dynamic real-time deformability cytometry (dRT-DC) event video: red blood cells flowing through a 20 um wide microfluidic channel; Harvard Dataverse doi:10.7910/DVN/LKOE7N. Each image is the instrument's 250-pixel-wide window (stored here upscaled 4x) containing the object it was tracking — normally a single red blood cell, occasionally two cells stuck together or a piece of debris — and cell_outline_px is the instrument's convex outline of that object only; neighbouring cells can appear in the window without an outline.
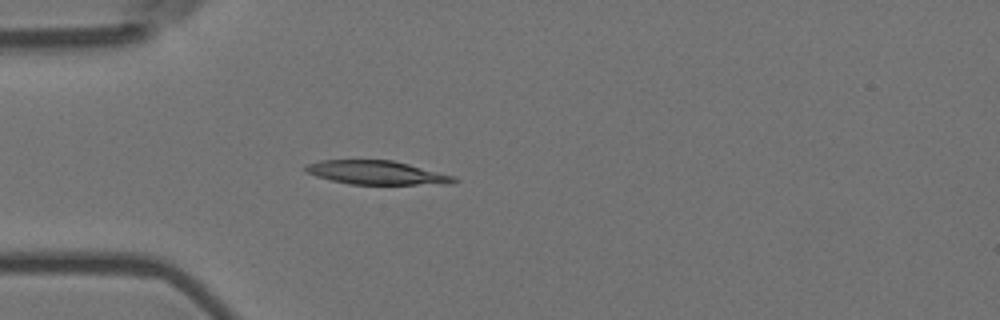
{"species": "Egyptian fruit bat (a non-hibernating species)", "species_latin": "Rousettus aegyptiacus", "temperature_condition": "room temperature", "stored_images_in_passage": 4, "camera_frame_rate_fps": 3000, "um_per_image_px": 0.085, "animal": {"sex": "female"}, "frame": {"image": 1, "passage_image": 4, "time_ms": 1.0, "image_size_px": [1000, 320], "cell_outline_px": [[460, 180], [452, 184], [352, 184], [332, 180], [316, 176], [308, 172], [304, 168], [304, 164], [320, 160], [392, 160], [456, 176]], "centroid_in_image_um": [32.05, 14.67], "position_along_channel_um": 53.0, "area_um2": 20.52}}